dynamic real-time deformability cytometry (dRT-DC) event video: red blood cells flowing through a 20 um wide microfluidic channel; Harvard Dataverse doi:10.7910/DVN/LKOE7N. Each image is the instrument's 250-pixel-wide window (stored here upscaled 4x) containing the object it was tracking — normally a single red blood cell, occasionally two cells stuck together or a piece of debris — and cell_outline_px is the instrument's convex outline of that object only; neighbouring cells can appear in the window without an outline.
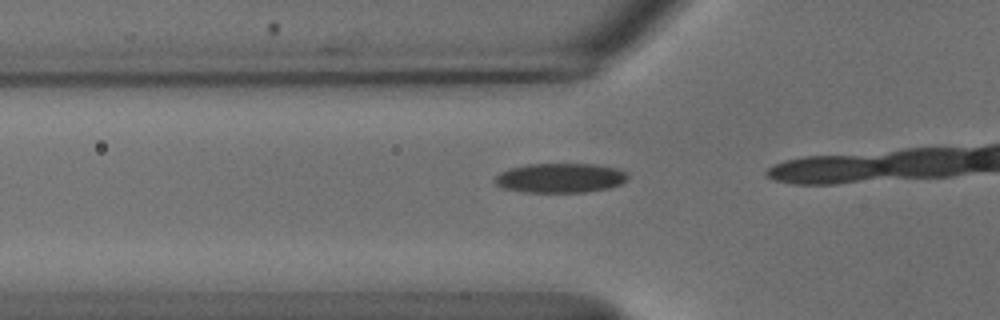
{"species": "common noctule bat (a hibernating species)", "species_latin": "Nyctalus noctula", "temperature_condition": "cold", "stored_images_in_passage": 15, "camera_frame_rate_fps": 3000, "um_per_image_px": 0.085, "animal": {"sex": "male", "body_mass_g": 18.8}, "frame": {"image": 1, "passage_image": 13, "time_ms": 4.0, "image_size_px": [1000, 320], "cell_outline_px": [[628, 180], [620, 184], [608, 188], [584, 192], [524, 192], [500, 188], [492, 180], [500, 172], [512, 168], [528, 164], [596, 164], [616, 168], [628, 172]], "centroid_in_image_um": [47.62, 15.13], "position_along_channel_um": 78.2, "area_um2": 23.0}}